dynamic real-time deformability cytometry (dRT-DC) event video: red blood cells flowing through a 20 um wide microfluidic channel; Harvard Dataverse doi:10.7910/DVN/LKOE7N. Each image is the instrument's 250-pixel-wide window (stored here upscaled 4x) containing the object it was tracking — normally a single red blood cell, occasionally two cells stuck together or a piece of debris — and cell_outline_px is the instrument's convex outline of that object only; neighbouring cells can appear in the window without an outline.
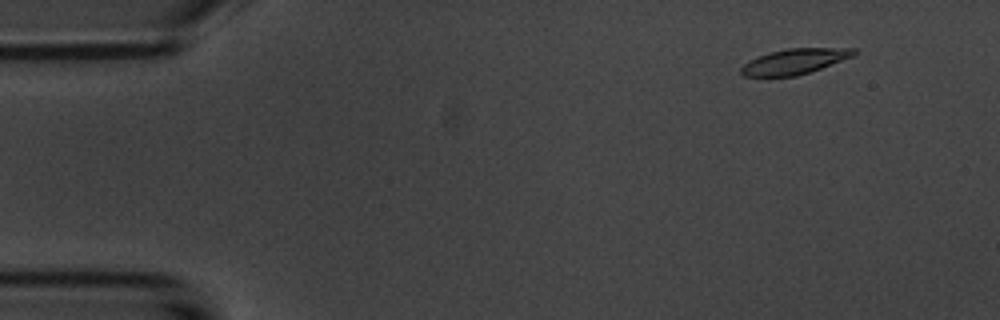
{"species": "common noctule bat (a hibernating species)", "species_latin": "Nyctalus noctula", "temperature_condition": "room temperature", "stored_images_in_passage": 55, "camera_frame_rate_fps": 3000, "um_per_image_px": 0.085, "animal": {"sex": "male", "body_mass_g": 20.1, "forearm_length_mm": 53.5}, "frame": {"image": 1, "passage_image": 6, "time_ms": 1.667, "image_size_px": [1000, 320], "cell_outline_px": [[860, 52], [852, 56], [820, 68], [796, 76], [744, 76], [740, 72], [740, 68], [748, 60], [768, 52], [788, 48], [856, 48]], "centroid_in_image_um": [67.52, 5.21], "position_along_channel_um": 17.5, "area_um2": 16.59}}
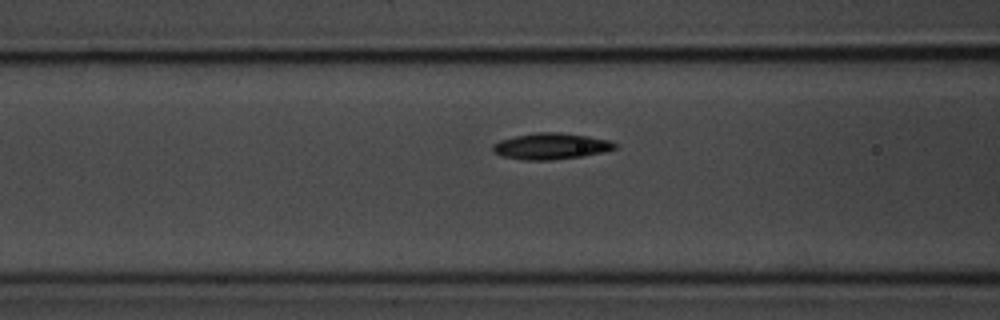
{"frame": {"image": 2, "passage_image": 22, "time_ms": 7.0, "image_size_px": [1000, 320], "cell_outline_px": [[616, 148], [604, 152], [584, 156], [552, 160], [520, 160], [500, 156], [492, 152], [492, 144], [500, 140], [516, 136], [536, 132], [556, 132], [588, 136], [608, 140], [616, 144]], "centroid_in_image_um": [46.78, 12.44], "position_along_channel_um": 119.8, "area_um2": 18.79}}
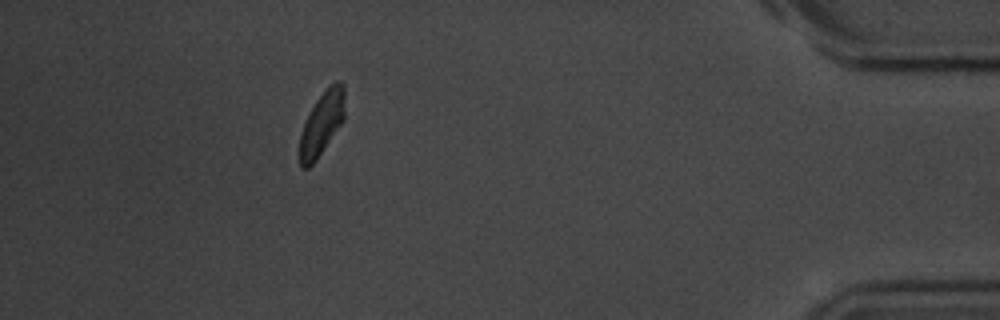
{"frame": {"image": 3, "passage_image": 50, "time_ms": 16.333, "image_size_px": [1000, 320], "cell_outline_px": [[344, 120], [316, 160], [308, 168], [300, 168], [300, 132], [316, 100], [328, 84], [336, 80], [340, 80], [344, 84]], "centroid_in_image_um": [27.37, 10.45], "position_along_channel_um": 407.8, "area_um2": 16.7}, "authors_computed_cell_mechanics": {"area_um2": 17.6868, "velocity_mm_per_s": 3.6664, "shape_relaxation_time_tau1_ms": 2.3634, "shape_relaxation_time_tau2_ms": 4.6473, "deformation_change_tau1": 0.1095, "deformation_change_tau2": 0.0755}}